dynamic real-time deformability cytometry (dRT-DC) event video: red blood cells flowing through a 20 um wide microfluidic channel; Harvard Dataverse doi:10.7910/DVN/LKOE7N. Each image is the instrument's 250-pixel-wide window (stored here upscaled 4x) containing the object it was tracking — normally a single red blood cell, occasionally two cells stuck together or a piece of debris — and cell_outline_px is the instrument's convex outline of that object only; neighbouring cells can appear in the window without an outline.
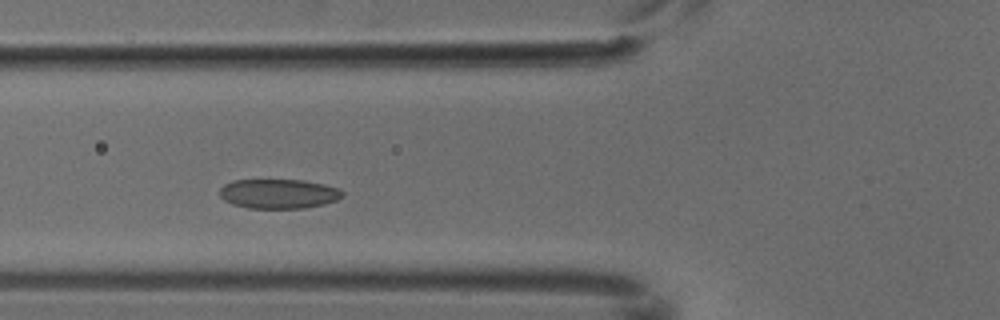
{"species": "common noctule bat (a hibernating species)", "species_latin": "Nyctalus noctula", "temperature_condition": "cold", "stored_images_in_passage": 6, "camera_frame_rate_fps": 3000, "um_per_image_px": 0.085, "animal": {"sex": "male", "body_mass_g": 18.8}, "frame": {"image": 1, "passage_image": 4, "time_ms": 1.0, "image_size_px": [1000, 320], "cell_outline_px": [[344, 196], [336, 200], [324, 204], [304, 208], [248, 208], [232, 204], [224, 200], [220, 196], [220, 188], [224, 184], [236, 180], [304, 180], [324, 184], [340, 188], [344, 192]], "centroid_in_image_um": [23.71, 16.47], "position_along_channel_um": 102.1, "area_um2": 21.21}}
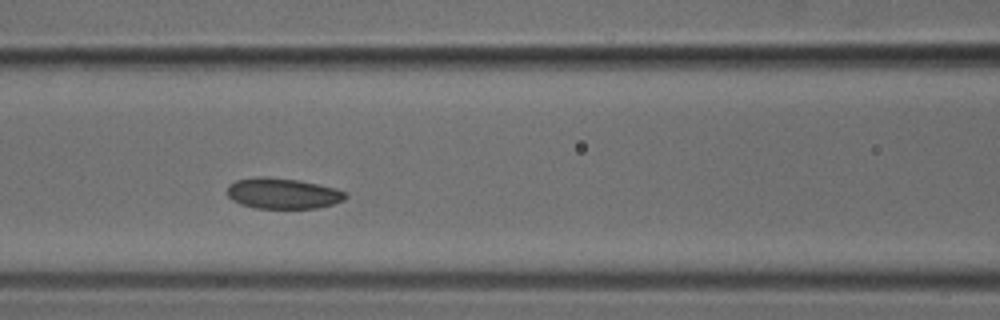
{"frame": {"image": 2, "passage_image": 5, "time_ms": 1.333, "image_size_px": [1000, 320], "cell_outline_px": [[348, 196], [344, 200], [332, 204], [316, 208], [256, 208], [240, 204], [232, 200], [228, 196], [228, 184], [236, 180], [256, 176], [268, 176], [300, 180], [336, 188], [348, 192]], "centroid_in_image_um": [24.04, 16.42], "position_along_channel_um": 142.6, "area_um2": 21.44}}
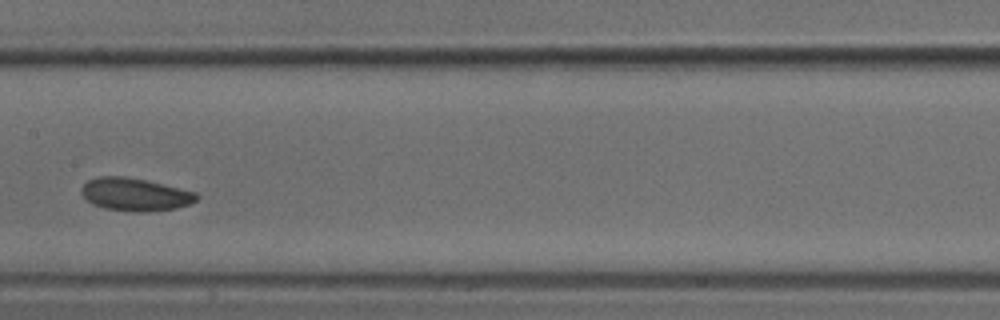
{"frame": {"image": 3, "passage_image": 6, "time_ms": 1.667, "image_size_px": [1000, 320], "cell_outline_px": [[200, 196], [196, 200], [188, 204], [176, 208], [140, 212], [132, 212], [104, 208], [92, 204], [80, 192], [80, 188], [88, 180], [100, 176], [120, 176], [144, 180], [196, 192]], "centroid_in_image_um": [11.45, 16.53], "position_along_channel_um": 196.0, "area_um2": 21.79}}